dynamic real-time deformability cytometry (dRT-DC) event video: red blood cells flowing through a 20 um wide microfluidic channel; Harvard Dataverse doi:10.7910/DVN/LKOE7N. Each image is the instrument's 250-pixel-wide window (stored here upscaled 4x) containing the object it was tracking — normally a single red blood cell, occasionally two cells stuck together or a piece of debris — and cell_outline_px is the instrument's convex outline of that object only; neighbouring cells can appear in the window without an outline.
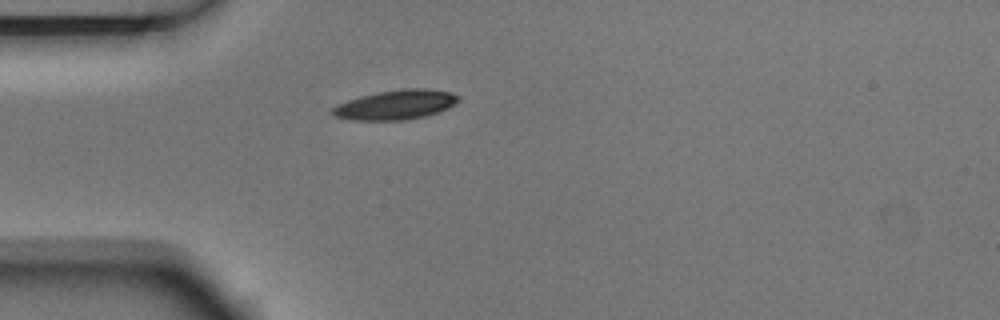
{"species": "Egyptian fruit bat (a non-hibernating species)", "species_latin": "Rousettus aegyptiacus", "temperature_condition": "room temperature", "stored_images_in_passage": 2, "camera_frame_rate_fps": 3000, "um_per_image_px": 0.085, "animal": {"sex": "male"}, "frame": {"image": 1, "passage_image": 2, "time_ms": 0.333, "image_size_px": [1000, 320], "cell_outline_px": [[460, 100], [456, 104], [448, 108], [424, 116], [404, 120], [356, 120], [332, 116], [328, 112], [336, 104], [360, 96], [376, 92], [404, 88], [428, 88], [452, 92], [460, 96]], "centroid_in_image_um": [33.63, 8.89], "position_along_channel_um": 51.4, "area_um2": 21.96}}